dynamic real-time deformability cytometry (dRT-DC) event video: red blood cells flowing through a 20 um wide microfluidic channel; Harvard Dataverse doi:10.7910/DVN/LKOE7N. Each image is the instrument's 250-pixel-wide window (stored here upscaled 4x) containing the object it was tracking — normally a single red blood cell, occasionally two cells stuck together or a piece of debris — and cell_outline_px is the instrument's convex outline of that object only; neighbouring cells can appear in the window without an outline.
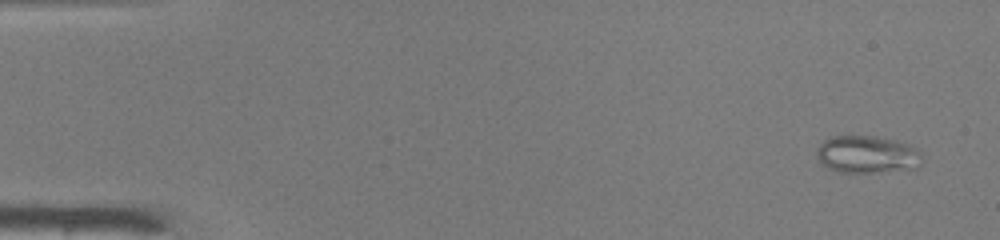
{"species": "common noctule bat (a hibernating species)", "species_latin": "Nyctalus noctula", "temperature_condition": "warm", "stored_images_in_passage": 48, "camera_frame_rate_fps": 3000, "um_per_image_px": 0.085, "animal": {"sex": "male", "body_mass_g": 19.0, "forearm_length_mm": 50.8}, "frame": {"image": 1, "passage_image": 2, "time_ms": 0.333, "image_size_px": [1000, 240], "cell_outline_px": [[920, 164], [916, 168], [872, 172], [840, 172], [828, 168], [820, 164], [816, 156], [816, 152], [820, 144], [824, 140], [832, 136], [876, 136], [896, 140], [908, 144], [920, 152]], "centroid_in_image_um": [73.66, 13.12], "position_along_channel_um": 11.3, "area_um2": 22.89}}
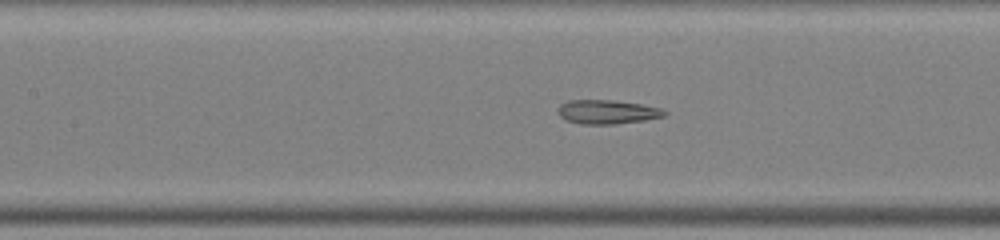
{"frame": {"image": 2, "passage_image": 22, "time_ms": 7.0, "image_size_px": [1000, 240], "cell_outline_px": [[668, 112], [664, 116], [644, 120], [616, 124], [580, 124], [564, 120], [560, 116], [560, 104], [568, 100], [608, 100], [640, 104], [660, 108]], "centroid_in_image_um": [51.6, 9.52], "position_along_channel_um": 155.8, "area_um2": 14.74}}
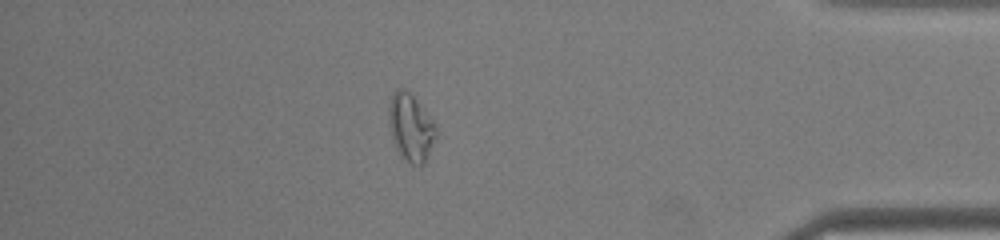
{"frame": {"image": 3, "passage_image": 42, "time_ms": 13.667, "image_size_px": [1000, 240], "cell_outline_px": [[436, 136], [424, 164], [412, 164], [404, 160], [396, 148], [392, 140], [388, 120], [388, 108], [392, 96], [400, 88], [404, 88], [416, 100], [432, 120], [436, 128]], "centroid_in_image_um": [34.89, 10.86], "position_along_channel_um": 400.3, "area_um2": 18.15}, "authors_computed_cell_mechanics": {"area_um2": 17.3689, "velocity_mm_per_s": 4.1691, "shape_relaxation_time_tau1_ms": null, "shape_relaxation_time_tau2_ms": 1.3373, "deformation_change_tau1": null, "deformation_change_tau2": 0.08}}